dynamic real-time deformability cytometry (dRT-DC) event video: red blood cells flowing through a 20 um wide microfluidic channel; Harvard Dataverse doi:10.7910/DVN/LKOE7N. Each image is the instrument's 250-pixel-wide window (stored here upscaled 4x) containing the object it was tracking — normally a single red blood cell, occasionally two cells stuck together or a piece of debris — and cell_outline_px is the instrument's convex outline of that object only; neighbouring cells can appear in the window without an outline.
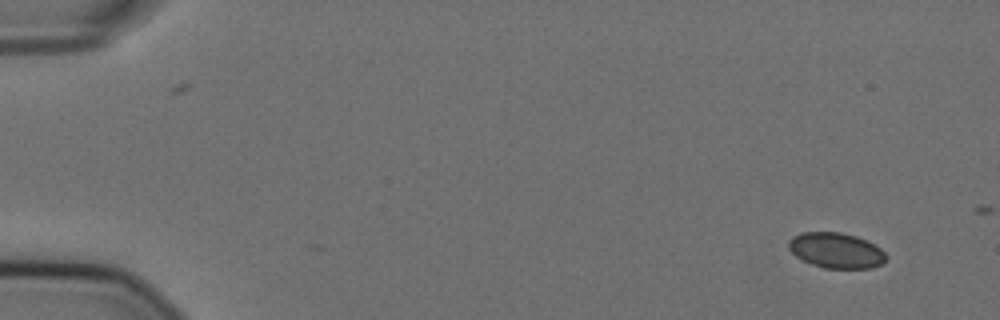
{"species": "Egyptian fruit bat (a non-hibernating species)", "species_latin": "Rousettus aegyptiacus", "temperature_condition": "cold", "stored_images_in_passage": 2, "camera_frame_rate_fps": 3000, "um_per_image_px": 0.085, "animal": {"sex": "female"}, "frame": {"image": 1, "passage_image": 2, "time_ms": 0.333, "image_size_px": [1000, 320], "cell_outline_px": [[888, 256], [884, 264], [872, 268], [824, 268], [800, 260], [788, 248], [788, 240], [792, 236], [800, 232], [840, 232], [856, 236], [880, 248]], "centroid_in_image_um": [71.05, 21.29], "position_along_channel_um": 13.9, "area_um2": 20.29}}